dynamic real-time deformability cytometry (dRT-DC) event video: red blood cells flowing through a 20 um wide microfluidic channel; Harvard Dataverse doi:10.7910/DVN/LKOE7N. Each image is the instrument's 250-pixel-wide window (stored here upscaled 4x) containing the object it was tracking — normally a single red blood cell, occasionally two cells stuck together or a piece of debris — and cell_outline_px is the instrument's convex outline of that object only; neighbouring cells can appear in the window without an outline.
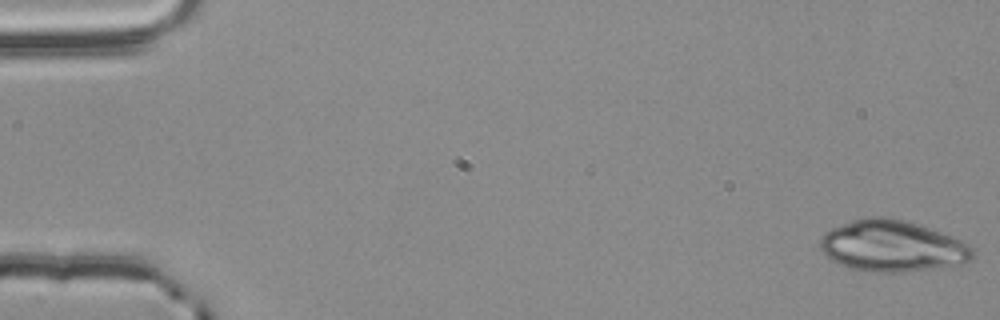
{"species": "common noctule bat (a hibernating species)", "species_latin": "Nyctalus noctula", "temperature_condition": "room temperature", "stored_images_in_passage": 21, "camera_frame_rate_fps": 3000, "um_per_image_px": 0.085, "animal": {"sex": "male", "body_mass_g": 20.4}, "frame": {"image": 1, "passage_image": 1, "time_ms": 0.0, "image_size_px": [1000, 320], "cell_outline_px": [[976, 256], [968, 264], [904, 272], [876, 272], [848, 268], [824, 256], [820, 248], [820, 236], [824, 232], [832, 228], [852, 220], [868, 216], [884, 216], [904, 220], [920, 224], [964, 240], [972, 248]], "centroid_in_image_um": [75.89, 20.91], "position_along_channel_um": 9.1, "area_um2": 46.41}}